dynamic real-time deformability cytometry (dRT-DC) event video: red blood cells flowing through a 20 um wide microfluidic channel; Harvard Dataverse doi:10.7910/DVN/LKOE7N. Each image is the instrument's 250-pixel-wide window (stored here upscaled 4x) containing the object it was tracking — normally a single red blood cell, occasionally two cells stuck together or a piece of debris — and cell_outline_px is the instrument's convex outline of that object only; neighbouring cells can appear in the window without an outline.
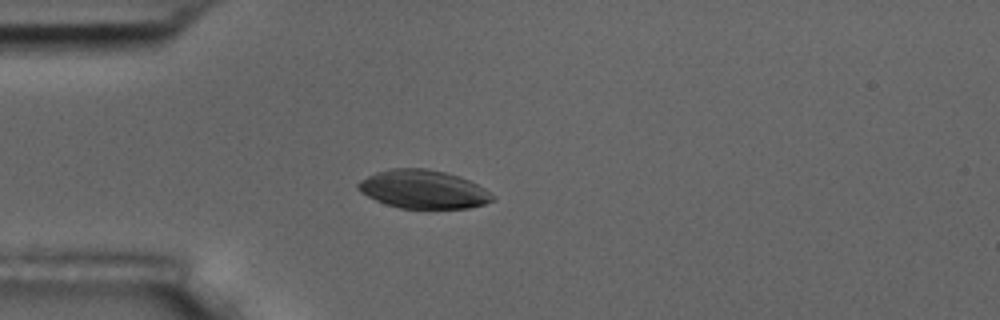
{"species": "common noctule bat (a hibernating species)", "species_latin": "Nyctalus noctula", "temperature_condition": "room temperature", "stored_images_in_passage": 5, "camera_frame_rate_fps": 3000, "um_per_image_px": 0.085, "animal": {"sex": "male", "body_mass_g": 17.5, "forearm_length_mm": 52.3}, "frame": {"image": 1, "passage_image": 5, "time_ms": 4.667, "image_size_px": [1000, 320], "cell_outline_px": [[496, 200], [484, 204], [468, 208], [400, 208], [376, 200], [360, 192], [356, 188], [356, 184], [360, 180], [376, 172], [388, 168], [424, 168], [444, 172], [460, 176], [484, 188], [496, 196]], "centroid_in_image_um": [35.98, 16.08], "position_along_channel_um": 49.0, "area_um2": 30.11}}